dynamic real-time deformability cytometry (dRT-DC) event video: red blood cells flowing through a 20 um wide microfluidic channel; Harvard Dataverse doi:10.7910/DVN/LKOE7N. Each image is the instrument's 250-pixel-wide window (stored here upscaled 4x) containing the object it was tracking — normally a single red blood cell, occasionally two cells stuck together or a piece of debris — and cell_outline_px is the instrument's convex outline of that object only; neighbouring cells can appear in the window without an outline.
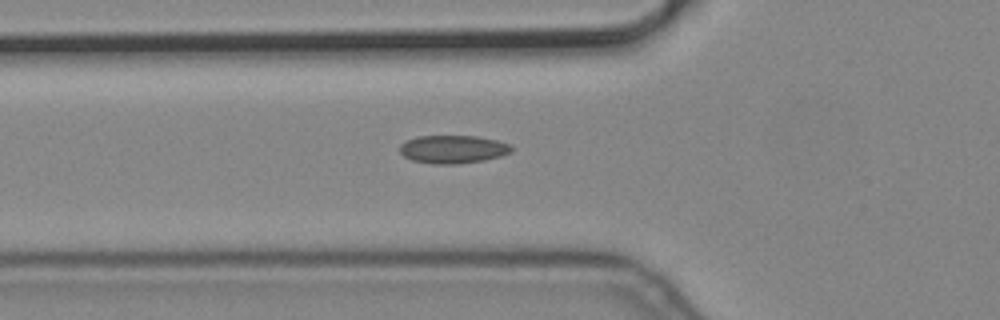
{"species": "common noctule bat (a hibernating species)", "species_latin": "Nyctalus noctula", "temperature_condition": "cold", "stored_images_in_passage": 7, "camera_frame_rate_fps": 3000, "um_per_image_px": 0.085, "animal": {"sex": "male", "body_mass_g": 19.2, "forearm_length_mm": 51.8}, "frame": {"image": 1, "passage_image": 7, "time_ms": 2.0, "image_size_px": [1000, 320], "cell_outline_px": [[512, 152], [500, 156], [484, 160], [456, 164], [432, 164], [412, 160], [404, 156], [400, 152], [400, 144], [416, 136], [476, 136], [496, 140], [512, 144]], "centroid_in_image_um": [38.51, 12.69], "position_along_channel_um": 87.3, "area_um2": 18.32}}